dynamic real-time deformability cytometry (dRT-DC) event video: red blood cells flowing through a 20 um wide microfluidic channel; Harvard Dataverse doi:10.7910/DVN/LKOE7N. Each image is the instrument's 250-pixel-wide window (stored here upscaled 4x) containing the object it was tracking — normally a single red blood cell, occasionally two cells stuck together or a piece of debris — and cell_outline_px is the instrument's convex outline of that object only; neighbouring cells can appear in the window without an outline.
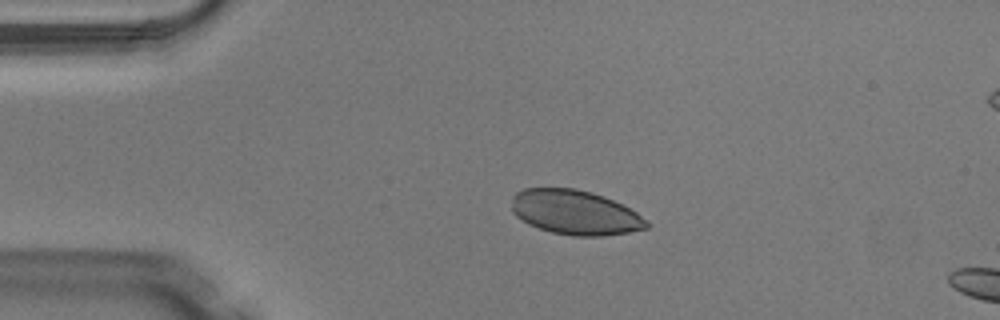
{"species": "Egyptian fruit bat (a non-hibernating species)", "species_latin": "Rousettus aegyptiacus", "temperature_condition": "warm", "stored_images_in_passage": 2, "camera_frame_rate_fps": 3000, "um_per_image_px": 0.085, "animal": {"sex": "male"}, "frame": {"image": 1, "passage_image": 1, "time_ms": 0.0, "image_size_px": [1000, 320], "cell_outline_px": [[648, 228], [628, 232], [600, 236], [572, 236], [552, 232], [528, 224], [516, 216], [512, 212], [512, 196], [516, 192], [524, 188], [576, 188], [592, 192], [604, 196], [636, 212], [648, 220]], "centroid_in_image_um": [48.86, 18.05], "position_along_channel_um": 36.1, "area_um2": 35.03}}